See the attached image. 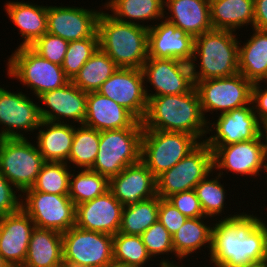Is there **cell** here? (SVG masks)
<instances>
[{
  "instance_id": "cell-1",
  "label": "cell",
  "mask_w": 267,
  "mask_h": 267,
  "mask_svg": "<svg viewBox=\"0 0 267 267\" xmlns=\"http://www.w3.org/2000/svg\"><path fill=\"white\" fill-rule=\"evenodd\" d=\"M230 214L213 225L210 264L214 267H248L267 261V224L246 212Z\"/></svg>"
},
{
  "instance_id": "cell-2",
  "label": "cell",
  "mask_w": 267,
  "mask_h": 267,
  "mask_svg": "<svg viewBox=\"0 0 267 267\" xmlns=\"http://www.w3.org/2000/svg\"><path fill=\"white\" fill-rule=\"evenodd\" d=\"M142 123L144 130L184 132L199 142L207 136L208 125L195 87L184 94L151 97Z\"/></svg>"
},
{
  "instance_id": "cell-3",
  "label": "cell",
  "mask_w": 267,
  "mask_h": 267,
  "mask_svg": "<svg viewBox=\"0 0 267 267\" xmlns=\"http://www.w3.org/2000/svg\"><path fill=\"white\" fill-rule=\"evenodd\" d=\"M103 11L98 19L99 48L118 68L142 69L148 59V31L142 25L115 20Z\"/></svg>"
},
{
  "instance_id": "cell-4",
  "label": "cell",
  "mask_w": 267,
  "mask_h": 267,
  "mask_svg": "<svg viewBox=\"0 0 267 267\" xmlns=\"http://www.w3.org/2000/svg\"><path fill=\"white\" fill-rule=\"evenodd\" d=\"M236 35L234 31L213 29L195 37L194 55L190 63L194 81L239 73V40ZM198 58L200 62L195 64ZM196 68H200L199 71Z\"/></svg>"
},
{
  "instance_id": "cell-5",
  "label": "cell",
  "mask_w": 267,
  "mask_h": 267,
  "mask_svg": "<svg viewBox=\"0 0 267 267\" xmlns=\"http://www.w3.org/2000/svg\"><path fill=\"white\" fill-rule=\"evenodd\" d=\"M143 130L137 120L130 128L100 131L99 151L90 169L110 179L139 162Z\"/></svg>"
},
{
  "instance_id": "cell-6",
  "label": "cell",
  "mask_w": 267,
  "mask_h": 267,
  "mask_svg": "<svg viewBox=\"0 0 267 267\" xmlns=\"http://www.w3.org/2000/svg\"><path fill=\"white\" fill-rule=\"evenodd\" d=\"M7 75L17 78L37 98L47 91L63 87L70 80L61 65L37 54L30 46H18L7 59Z\"/></svg>"
},
{
  "instance_id": "cell-7",
  "label": "cell",
  "mask_w": 267,
  "mask_h": 267,
  "mask_svg": "<svg viewBox=\"0 0 267 267\" xmlns=\"http://www.w3.org/2000/svg\"><path fill=\"white\" fill-rule=\"evenodd\" d=\"M200 142L184 132L143 130L141 161L157 178L171 169Z\"/></svg>"
},
{
  "instance_id": "cell-8",
  "label": "cell",
  "mask_w": 267,
  "mask_h": 267,
  "mask_svg": "<svg viewBox=\"0 0 267 267\" xmlns=\"http://www.w3.org/2000/svg\"><path fill=\"white\" fill-rule=\"evenodd\" d=\"M113 236L71 227L62 233L64 267H106L113 262Z\"/></svg>"
},
{
  "instance_id": "cell-9",
  "label": "cell",
  "mask_w": 267,
  "mask_h": 267,
  "mask_svg": "<svg viewBox=\"0 0 267 267\" xmlns=\"http://www.w3.org/2000/svg\"><path fill=\"white\" fill-rule=\"evenodd\" d=\"M44 163L27 138H0V172L20 192L34 185Z\"/></svg>"
},
{
  "instance_id": "cell-10",
  "label": "cell",
  "mask_w": 267,
  "mask_h": 267,
  "mask_svg": "<svg viewBox=\"0 0 267 267\" xmlns=\"http://www.w3.org/2000/svg\"><path fill=\"white\" fill-rule=\"evenodd\" d=\"M213 171V151L205 142H200L175 166L156 178L157 196L167 199L172 194L195 189L197 183Z\"/></svg>"
},
{
  "instance_id": "cell-11",
  "label": "cell",
  "mask_w": 267,
  "mask_h": 267,
  "mask_svg": "<svg viewBox=\"0 0 267 267\" xmlns=\"http://www.w3.org/2000/svg\"><path fill=\"white\" fill-rule=\"evenodd\" d=\"M200 99L202 114L227 113L233 109L251 104L252 83L241 73L230 77L194 81Z\"/></svg>"
},
{
  "instance_id": "cell-12",
  "label": "cell",
  "mask_w": 267,
  "mask_h": 267,
  "mask_svg": "<svg viewBox=\"0 0 267 267\" xmlns=\"http://www.w3.org/2000/svg\"><path fill=\"white\" fill-rule=\"evenodd\" d=\"M22 194V199H25L21 201V208L30 216L35 227L63 233L75 226L76 206L69 195L40 191H23Z\"/></svg>"
},
{
  "instance_id": "cell-13",
  "label": "cell",
  "mask_w": 267,
  "mask_h": 267,
  "mask_svg": "<svg viewBox=\"0 0 267 267\" xmlns=\"http://www.w3.org/2000/svg\"><path fill=\"white\" fill-rule=\"evenodd\" d=\"M264 142H263V141ZM267 147V131L252 140L224 146H209L213 151V167L219 175L232 172L241 176H259L263 170L264 153ZM228 170V172H226Z\"/></svg>"
},
{
  "instance_id": "cell-14",
  "label": "cell",
  "mask_w": 267,
  "mask_h": 267,
  "mask_svg": "<svg viewBox=\"0 0 267 267\" xmlns=\"http://www.w3.org/2000/svg\"><path fill=\"white\" fill-rule=\"evenodd\" d=\"M142 72L148 100L151 97L188 93L195 87L191 65L178 59L148 58ZM146 83L153 87L155 93L146 88Z\"/></svg>"
},
{
  "instance_id": "cell-15",
  "label": "cell",
  "mask_w": 267,
  "mask_h": 267,
  "mask_svg": "<svg viewBox=\"0 0 267 267\" xmlns=\"http://www.w3.org/2000/svg\"><path fill=\"white\" fill-rule=\"evenodd\" d=\"M40 105L21 92H11L0 86V138H26L41 125ZM24 131V132H22ZM22 132V133H21ZM25 135V136H24Z\"/></svg>"
},
{
  "instance_id": "cell-16",
  "label": "cell",
  "mask_w": 267,
  "mask_h": 267,
  "mask_svg": "<svg viewBox=\"0 0 267 267\" xmlns=\"http://www.w3.org/2000/svg\"><path fill=\"white\" fill-rule=\"evenodd\" d=\"M217 117L216 122L210 119L207 122V134H212L204 141L208 146H224L252 140L265 131L253 111L252 104L219 114Z\"/></svg>"
},
{
  "instance_id": "cell-17",
  "label": "cell",
  "mask_w": 267,
  "mask_h": 267,
  "mask_svg": "<svg viewBox=\"0 0 267 267\" xmlns=\"http://www.w3.org/2000/svg\"><path fill=\"white\" fill-rule=\"evenodd\" d=\"M142 69L118 68L97 91L143 121L148 107Z\"/></svg>"
},
{
  "instance_id": "cell-18",
  "label": "cell",
  "mask_w": 267,
  "mask_h": 267,
  "mask_svg": "<svg viewBox=\"0 0 267 267\" xmlns=\"http://www.w3.org/2000/svg\"><path fill=\"white\" fill-rule=\"evenodd\" d=\"M101 10L82 7L47 6V32L70 42L99 37L98 19Z\"/></svg>"
},
{
  "instance_id": "cell-19",
  "label": "cell",
  "mask_w": 267,
  "mask_h": 267,
  "mask_svg": "<svg viewBox=\"0 0 267 267\" xmlns=\"http://www.w3.org/2000/svg\"><path fill=\"white\" fill-rule=\"evenodd\" d=\"M87 96L88 93L80 90L72 81L61 88L43 93L37 98L40 103L42 102L40 106L42 120L55 123H69L71 120L73 125L75 122L83 125L86 117Z\"/></svg>"
},
{
  "instance_id": "cell-20",
  "label": "cell",
  "mask_w": 267,
  "mask_h": 267,
  "mask_svg": "<svg viewBox=\"0 0 267 267\" xmlns=\"http://www.w3.org/2000/svg\"><path fill=\"white\" fill-rule=\"evenodd\" d=\"M122 205L110 190L93 200L76 205L75 226L114 236L120 230Z\"/></svg>"
},
{
  "instance_id": "cell-21",
  "label": "cell",
  "mask_w": 267,
  "mask_h": 267,
  "mask_svg": "<svg viewBox=\"0 0 267 267\" xmlns=\"http://www.w3.org/2000/svg\"><path fill=\"white\" fill-rule=\"evenodd\" d=\"M159 22L149 27L148 58L178 59L190 64L195 38L164 18Z\"/></svg>"
},
{
  "instance_id": "cell-22",
  "label": "cell",
  "mask_w": 267,
  "mask_h": 267,
  "mask_svg": "<svg viewBox=\"0 0 267 267\" xmlns=\"http://www.w3.org/2000/svg\"><path fill=\"white\" fill-rule=\"evenodd\" d=\"M35 224L21 208L0 217V254L10 267H22Z\"/></svg>"
},
{
  "instance_id": "cell-23",
  "label": "cell",
  "mask_w": 267,
  "mask_h": 267,
  "mask_svg": "<svg viewBox=\"0 0 267 267\" xmlns=\"http://www.w3.org/2000/svg\"><path fill=\"white\" fill-rule=\"evenodd\" d=\"M109 190L122 205H133L157 195L156 177L140 160L111 177Z\"/></svg>"
},
{
  "instance_id": "cell-24",
  "label": "cell",
  "mask_w": 267,
  "mask_h": 267,
  "mask_svg": "<svg viewBox=\"0 0 267 267\" xmlns=\"http://www.w3.org/2000/svg\"><path fill=\"white\" fill-rule=\"evenodd\" d=\"M163 18L194 38L213 30L209 0H164Z\"/></svg>"
},
{
  "instance_id": "cell-25",
  "label": "cell",
  "mask_w": 267,
  "mask_h": 267,
  "mask_svg": "<svg viewBox=\"0 0 267 267\" xmlns=\"http://www.w3.org/2000/svg\"><path fill=\"white\" fill-rule=\"evenodd\" d=\"M137 119L115 101L99 92H89L84 126L98 130L130 128Z\"/></svg>"
},
{
  "instance_id": "cell-26",
  "label": "cell",
  "mask_w": 267,
  "mask_h": 267,
  "mask_svg": "<svg viewBox=\"0 0 267 267\" xmlns=\"http://www.w3.org/2000/svg\"><path fill=\"white\" fill-rule=\"evenodd\" d=\"M10 21L20 30L21 46H30L47 33V6L27 2L7 1L4 5Z\"/></svg>"
},
{
  "instance_id": "cell-27",
  "label": "cell",
  "mask_w": 267,
  "mask_h": 267,
  "mask_svg": "<svg viewBox=\"0 0 267 267\" xmlns=\"http://www.w3.org/2000/svg\"><path fill=\"white\" fill-rule=\"evenodd\" d=\"M37 130L36 145L45 162L67 163L74 138L72 123L42 120Z\"/></svg>"
},
{
  "instance_id": "cell-28",
  "label": "cell",
  "mask_w": 267,
  "mask_h": 267,
  "mask_svg": "<svg viewBox=\"0 0 267 267\" xmlns=\"http://www.w3.org/2000/svg\"><path fill=\"white\" fill-rule=\"evenodd\" d=\"M22 267H64L62 233L35 227Z\"/></svg>"
},
{
  "instance_id": "cell-29",
  "label": "cell",
  "mask_w": 267,
  "mask_h": 267,
  "mask_svg": "<svg viewBox=\"0 0 267 267\" xmlns=\"http://www.w3.org/2000/svg\"><path fill=\"white\" fill-rule=\"evenodd\" d=\"M243 46L239 41L238 70L252 84L267 82V30L253 28Z\"/></svg>"
},
{
  "instance_id": "cell-30",
  "label": "cell",
  "mask_w": 267,
  "mask_h": 267,
  "mask_svg": "<svg viewBox=\"0 0 267 267\" xmlns=\"http://www.w3.org/2000/svg\"><path fill=\"white\" fill-rule=\"evenodd\" d=\"M210 20L214 30L236 31L254 26V0H209Z\"/></svg>"
},
{
  "instance_id": "cell-31",
  "label": "cell",
  "mask_w": 267,
  "mask_h": 267,
  "mask_svg": "<svg viewBox=\"0 0 267 267\" xmlns=\"http://www.w3.org/2000/svg\"><path fill=\"white\" fill-rule=\"evenodd\" d=\"M207 217L187 218L185 223L172 235V244L177 260H183L191 256L201 247H207L209 254L212 245L213 226L207 225L203 220ZM207 246H206V245ZM191 254V255H190Z\"/></svg>"
},
{
  "instance_id": "cell-32",
  "label": "cell",
  "mask_w": 267,
  "mask_h": 267,
  "mask_svg": "<svg viewBox=\"0 0 267 267\" xmlns=\"http://www.w3.org/2000/svg\"><path fill=\"white\" fill-rule=\"evenodd\" d=\"M103 6L111 10L109 15L115 20L139 26L143 22L142 26L148 29L151 25H145V21L154 22L164 17V0H108Z\"/></svg>"
},
{
  "instance_id": "cell-33",
  "label": "cell",
  "mask_w": 267,
  "mask_h": 267,
  "mask_svg": "<svg viewBox=\"0 0 267 267\" xmlns=\"http://www.w3.org/2000/svg\"><path fill=\"white\" fill-rule=\"evenodd\" d=\"M117 69L116 64L99 48L83 65L72 82L86 93L97 92Z\"/></svg>"
},
{
  "instance_id": "cell-34",
  "label": "cell",
  "mask_w": 267,
  "mask_h": 267,
  "mask_svg": "<svg viewBox=\"0 0 267 267\" xmlns=\"http://www.w3.org/2000/svg\"><path fill=\"white\" fill-rule=\"evenodd\" d=\"M160 197L142 200L136 204L124 206L119 232L128 235H141L158 220Z\"/></svg>"
},
{
  "instance_id": "cell-35",
  "label": "cell",
  "mask_w": 267,
  "mask_h": 267,
  "mask_svg": "<svg viewBox=\"0 0 267 267\" xmlns=\"http://www.w3.org/2000/svg\"><path fill=\"white\" fill-rule=\"evenodd\" d=\"M69 178V197L75 206L93 200L109 190V179L91 169H73ZM76 175H75V174Z\"/></svg>"
},
{
  "instance_id": "cell-36",
  "label": "cell",
  "mask_w": 267,
  "mask_h": 267,
  "mask_svg": "<svg viewBox=\"0 0 267 267\" xmlns=\"http://www.w3.org/2000/svg\"><path fill=\"white\" fill-rule=\"evenodd\" d=\"M75 126L74 124V138L67 164L71 163L79 170L90 169L99 151L100 131L84 125Z\"/></svg>"
},
{
  "instance_id": "cell-37",
  "label": "cell",
  "mask_w": 267,
  "mask_h": 267,
  "mask_svg": "<svg viewBox=\"0 0 267 267\" xmlns=\"http://www.w3.org/2000/svg\"><path fill=\"white\" fill-rule=\"evenodd\" d=\"M113 261L130 267H145L152 260L140 235L118 232L113 236ZM147 263V264H146Z\"/></svg>"
},
{
  "instance_id": "cell-38",
  "label": "cell",
  "mask_w": 267,
  "mask_h": 267,
  "mask_svg": "<svg viewBox=\"0 0 267 267\" xmlns=\"http://www.w3.org/2000/svg\"><path fill=\"white\" fill-rule=\"evenodd\" d=\"M73 167L64 162H45L34 185L24 191L68 195L69 178Z\"/></svg>"
},
{
  "instance_id": "cell-39",
  "label": "cell",
  "mask_w": 267,
  "mask_h": 267,
  "mask_svg": "<svg viewBox=\"0 0 267 267\" xmlns=\"http://www.w3.org/2000/svg\"><path fill=\"white\" fill-rule=\"evenodd\" d=\"M213 173L215 172H212L205 179L198 182L194 189L204 215L210 219L217 215L222 217L224 208H227L225 206L227 205L225 202V199H227V190L224 187V183L222 185L219 180L223 176L216 174L218 176L215 175V178H209L210 176L214 177Z\"/></svg>"
},
{
  "instance_id": "cell-40",
  "label": "cell",
  "mask_w": 267,
  "mask_h": 267,
  "mask_svg": "<svg viewBox=\"0 0 267 267\" xmlns=\"http://www.w3.org/2000/svg\"><path fill=\"white\" fill-rule=\"evenodd\" d=\"M99 49V37L70 41L61 65L65 76L72 81L87 60Z\"/></svg>"
},
{
  "instance_id": "cell-41",
  "label": "cell",
  "mask_w": 267,
  "mask_h": 267,
  "mask_svg": "<svg viewBox=\"0 0 267 267\" xmlns=\"http://www.w3.org/2000/svg\"><path fill=\"white\" fill-rule=\"evenodd\" d=\"M140 236L151 258L164 254H174L175 256L172 235L159 220L152 224Z\"/></svg>"
},
{
  "instance_id": "cell-42",
  "label": "cell",
  "mask_w": 267,
  "mask_h": 267,
  "mask_svg": "<svg viewBox=\"0 0 267 267\" xmlns=\"http://www.w3.org/2000/svg\"><path fill=\"white\" fill-rule=\"evenodd\" d=\"M68 41L51 33L39 37L30 47L42 58L52 63L62 65L66 55Z\"/></svg>"
},
{
  "instance_id": "cell-43",
  "label": "cell",
  "mask_w": 267,
  "mask_h": 267,
  "mask_svg": "<svg viewBox=\"0 0 267 267\" xmlns=\"http://www.w3.org/2000/svg\"><path fill=\"white\" fill-rule=\"evenodd\" d=\"M167 200L187 218L206 217L194 189L172 194Z\"/></svg>"
},
{
  "instance_id": "cell-44",
  "label": "cell",
  "mask_w": 267,
  "mask_h": 267,
  "mask_svg": "<svg viewBox=\"0 0 267 267\" xmlns=\"http://www.w3.org/2000/svg\"><path fill=\"white\" fill-rule=\"evenodd\" d=\"M21 201L22 193L0 172V217L19 211Z\"/></svg>"
},
{
  "instance_id": "cell-45",
  "label": "cell",
  "mask_w": 267,
  "mask_h": 267,
  "mask_svg": "<svg viewBox=\"0 0 267 267\" xmlns=\"http://www.w3.org/2000/svg\"><path fill=\"white\" fill-rule=\"evenodd\" d=\"M158 220L173 235L185 223L187 217L167 199L160 198Z\"/></svg>"
},
{
  "instance_id": "cell-46",
  "label": "cell",
  "mask_w": 267,
  "mask_h": 267,
  "mask_svg": "<svg viewBox=\"0 0 267 267\" xmlns=\"http://www.w3.org/2000/svg\"><path fill=\"white\" fill-rule=\"evenodd\" d=\"M267 85V82H265ZM261 82L253 83L251 89V104L259 123L267 131V86L262 89Z\"/></svg>"
},
{
  "instance_id": "cell-47",
  "label": "cell",
  "mask_w": 267,
  "mask_h": 267,
  "mask_svg": "<svg viewBox=\"0 0 267 267\" xmlns=\"http://www.w3.org/2000/svg\"><path fill=\"white\" fill-rule=\"evenodd\" d=\"M253 28L267 30V0H254Z\"/></svg>"
},
{
  "instance_id": "cell-48",
  "label": "cell",
  "mask_w": 267,
  "mask_h": 267,
  "mask_svg": "<svg viewBox=\"0 0 267 267\" xmlns=\"http://www.w3.org/2000/svg\"><path fill=\"white\" fill-rule=\"evenodd\" d=\"M170 259L168 258H164V259H162L161 258V260H160V263H159V267H184V265H182L183 263L181 262V265L179 264V265H177V264H175L174 262L176 261V260H172V261H169Z\"/></svg>"
},
{
  "instance_id": "cell-49",
  "label": "cell",
  "mask_w": 267,
  "mask_h": 267,
  "mask_svg": "<svg viewBox=\"0 0 267 267\" xmlns=\"http://www.w3.org/2000/svg\"><path fill=\"white\" fill-rule=\"evenodd\" d=\"M263 170L266 171L265 174H267V147H266V149H265V153H264ZM265 179H267V176H266ZM266 182H267V180H266ZM266 184H267V183H266Z\"/></svg>"
},
{
  "instance_id": "cell-50",
  "label": "cell",
  "mask_w": 267,
  "mask_h": 267,
  "mask_svg": "<svg viewBox=\"0 0 267 267\" xmlns=\"http://www.w3.org/2000/svg\"><path fill=\"white\" fill-rule=\"evenodd\" d=\"M106 267H130V266H127L125 264L116 263V262L113 261Z\"/></svg>"
},
{
  "instance_id": "cell-51",
  "label": "cell",
  "mask_w": 267,
  "mask_h": 267,
  "mask_svg": "<svg viewBox=\"0 0 267 267\" xmlns=\"http://www.w3.org/2000/svg\"><path fill=\"white\" fill-rule=\"evenodd\" d=\"M0 267H10V265L4 260L1 254H0Z\"/></svg>"
},
{
  "instance_id": "cell-52",
  "label": "cell",
  "mask_w": 267,
  "mask_h": 267,
  "mask_svg": "<svg viewBox=\"0 0 267 267\" xmlns=\"http://www.w3.org/2000/svg\"><path fill=\"white\" fill-rule=\"evenodd\" d=\"M248 267H267V261L262 262V263H255V264L249 265Z\"/></svg>"
}]
</instances>
